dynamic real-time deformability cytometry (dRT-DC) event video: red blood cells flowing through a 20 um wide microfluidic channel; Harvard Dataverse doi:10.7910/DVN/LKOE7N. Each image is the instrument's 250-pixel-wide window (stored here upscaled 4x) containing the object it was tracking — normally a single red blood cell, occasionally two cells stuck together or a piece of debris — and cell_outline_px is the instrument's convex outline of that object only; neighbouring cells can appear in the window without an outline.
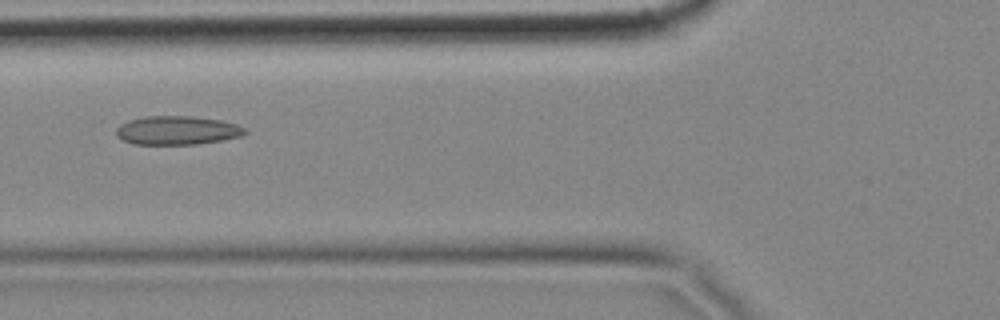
{"species": "common noctule bat (a hibernating species)", "species_latin": "Nyctalus noctula", "temperature_condition": "cold", "stored_images_in_passage": 57, "camera_frame_rate_fps": 3000, "um_per_image_px": 0.085, "animal": {"sex": "female", "body_mass_g": 18.4}, "frame": {"image": 1, "passage_image": 21, "time_ms": 6.667, "image_size_px": [1000, 320], "cell_outline_px": [[248, 132], [240, 136], [220, 140], [196, 144], [132, 144], [116, 136], [116, 128], [120, 124], [128, 120], [144, 116], [192, 116], [220, 120], [236, 124], [248, 128]], "centroid_in_image_um": [15.05, 11.07], "position_along_channel_um": 110.8, "area_um2": 21.62}}
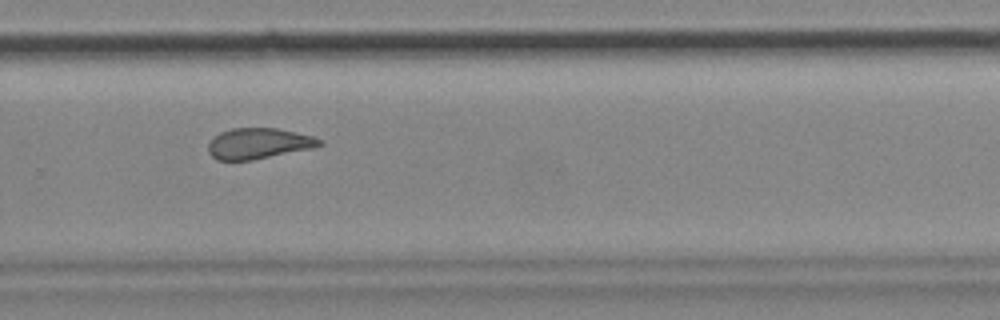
{"frame": {"image": 2, "passage_image": 38, "time_ms": 12.333, "image_size_px": [1000, 320], "cell_outline_px": [[324, 144], [312, 148], [252, 160], [216, 160], [208, 152], [208, 144], [220, 132], [232, 128], [276, 128], [312, 136], [324, 140]], "centroid_in_image_um": [21.99, 12.2], "position_along_channel_um": 307.8, "area_um2": 19.83}}
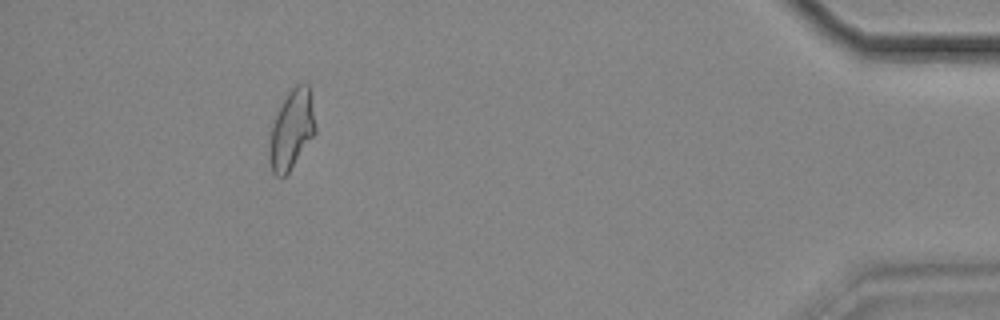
{"frame": {"image": 3, "passage_image": 52, "time_ms": 17.0, "image_size_px": [1000, 320], "cell_outline_px": [[316, 132], [288, 172], [284, 176], [276, 176], [272, 172], [268, 160], [268, 148], [272, 120], [288, 92], [296, 84], [308, 84], [316, 124]], "centroid_in_image_um": [24.75, 11.03], "position_along_channel_um": 410.4, "area_um2": 21.27}, "authors_computed_cell_mechanics": {"area_um2": 21.5594, "velocity_mm_per_s": 3.4884, "shape_relaxation_time_tau1_ms": null, "shape_relaxation_time_tau2_ms": 3.1415, "deformation_change_tau1": null, "deformation_change_tau2": 0.1059}}